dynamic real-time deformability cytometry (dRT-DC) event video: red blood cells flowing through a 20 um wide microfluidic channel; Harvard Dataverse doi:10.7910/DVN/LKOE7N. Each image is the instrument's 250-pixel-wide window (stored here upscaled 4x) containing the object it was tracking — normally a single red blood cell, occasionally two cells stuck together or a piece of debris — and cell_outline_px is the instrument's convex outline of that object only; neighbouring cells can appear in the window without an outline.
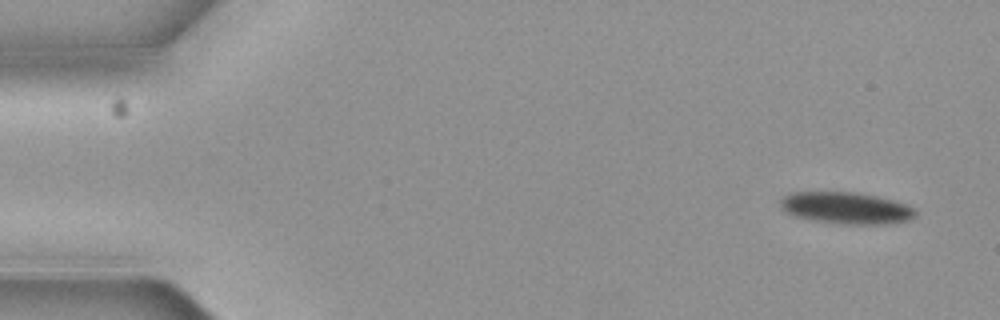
{"species": "common noctule bat (a hibernating species)", "species_latin": "Nyctalus noctula", "temperature_condition": "cold", "stored_images_in_passage": 4, "camera_frame_rate_fps": 3000, "um_per_image_px": 0.085, "animal": {"sex": "female", "body_mass_g": 19.3, "forearm_length_mm": 54.1}, "frame": {"image": 1, "passage_image": 1, "time_ms": 0.0, "image_size_px": [1000, 320], "cell_outline_px": [[916, 216], [908, 220], [896, 224], [848, 224], [812, 220], [796, 216], [784, 212], [780, 208], [780, 200], [784, 196], [796, 192], [852, 192], [876, 196], [908, 204], [916, 208]], "centroid_in_image_um": [71.96, 17.69], "position_along_channel_um": 13.0, "area_um2": 25.09}}
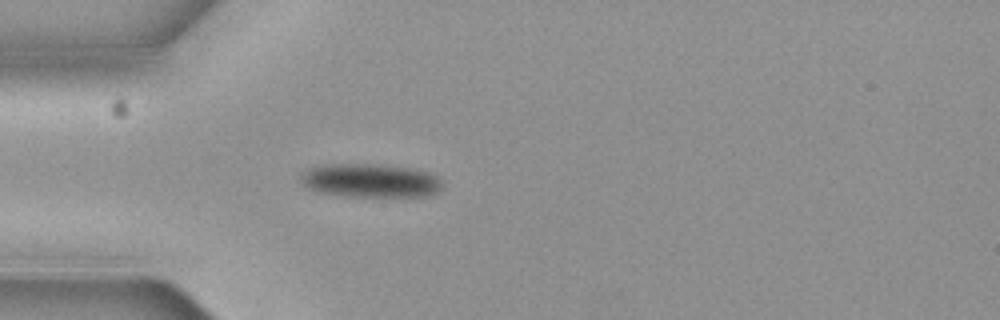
{"frame": {"image": 2, "passage_image": 4, "time_ms": 1.0, "image_size_px": [1000, 320], "cell_outline_px": [[444, 188], [440, 192], [428, 196], [348, 196], [316, 192], [308, 188], [300, 180], [300, 176], [304, 172], [312, 168], [324, 164], [376, 164], [412, 168], [428, 172], [436, 176], [444, 184]], "centroid_in_image_um": [31.53, 15.35], "position_along_channel_um": 53.5, "area_um2": 27.92}}